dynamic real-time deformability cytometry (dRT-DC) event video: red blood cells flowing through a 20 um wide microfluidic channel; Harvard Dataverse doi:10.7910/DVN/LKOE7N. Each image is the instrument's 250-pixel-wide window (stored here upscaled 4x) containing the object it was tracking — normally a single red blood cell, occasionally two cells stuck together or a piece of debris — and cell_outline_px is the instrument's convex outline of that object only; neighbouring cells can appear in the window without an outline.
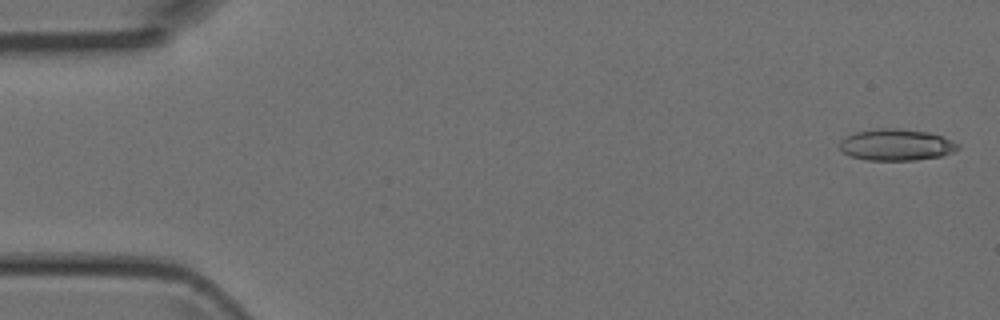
{"species": "Egyptian fruit bat (a non-hibernating species)", "species_latin": "Rousettus aegyptiacus", "temperature_condition": "room temperature", "stored_images_in_passage": 46, "camera_frame_rate_fps": 3000, "um_per_image_px": 0.085, "animal": {"sex": "female"}, "frame": {"image": 1, "passage_image": 1, "time_ms": 0.0, "image_size_px": [1000, 320], "cell_outline_px": [[960, 148], [952, 152], [940, 156], [916, 160], [864, 160], [852, 156], [844, 152], [840, 148], [840, 140], [844, 136], [856, 132], [880, 128], [896, 128], [928, 132], [940, 136], [960, 144]], "centroid_in_image_um": [76.17, 12.31], "position_along_channel_um": 8.8, "area_um2": 21.62}}
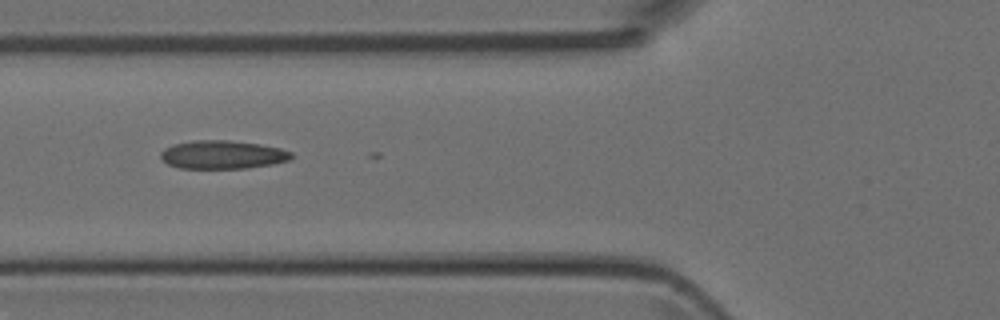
{"frame": {"image": 2, "passage_image": 17, "time_ms": 5.333, "image_size_px": [1000, 320], "cell_outline_px": [[292, 156], [288, 160], [272, 164], [248, 168], [180, 168], [168, 164], [160, 156], [160, 152], [164, 148], [172, 144], [192, 140], [228, 140], [260, 144], [280, 148], [292, 152]], "centroid_in_image_um": [18.89, 13.14], "position_along_channel_um": 106.9, "area_um2": 21.62}}
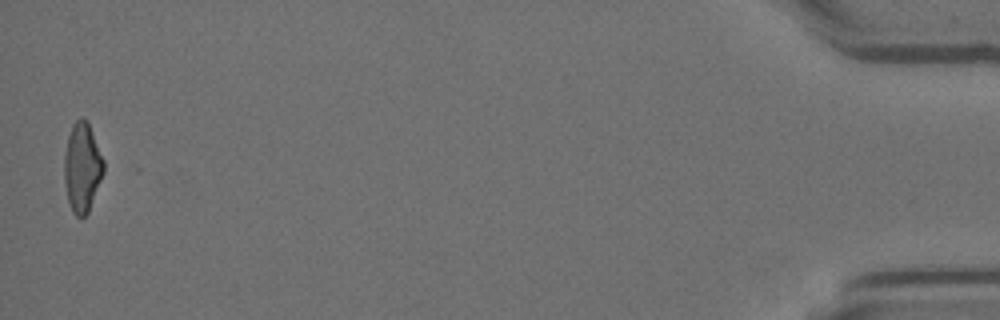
{"frame": {"image": 3, "passage_image": 46, "time_ms": 15.0, "image_size_px": [1000, 320], "cell_outline_px": [[104, 172], [88, 212], [80, 220], [72, 212], [68, 200], [64, 180], [64, 156], [68, 136], [72, 124], [80, 116], [84, 116], [88, 120], [104, 160]], "centroid_in_image_um": [6.99, 14.2], "position_along_channel_um": 428.2, "area_um2": 20.75}}